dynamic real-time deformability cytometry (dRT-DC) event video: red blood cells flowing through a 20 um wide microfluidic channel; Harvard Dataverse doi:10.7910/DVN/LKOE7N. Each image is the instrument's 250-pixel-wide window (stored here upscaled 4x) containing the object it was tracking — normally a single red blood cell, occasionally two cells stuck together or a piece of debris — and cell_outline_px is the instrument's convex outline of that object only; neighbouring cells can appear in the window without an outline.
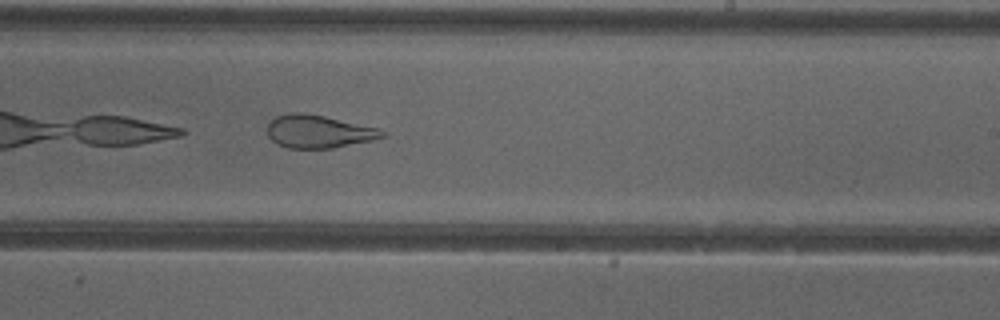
{"species": "common noctule bat (a hibernating species)", "species_latin": "Nyctalus noctula", "temperature_condition": "cold", "stored_images_in_passage": 34, "camera_frame_rate_fps": 3000, "um_per_image_px": 0.085, "animal": {"sex": "female"}, "frame": {"image": 1, "passage_image": 15, "time_ms": 4.667, "image_size_px": [1000, 320], "cell_outline_px": [[388, 136], [372, 140], [332, 148], [288, 148], [276, 144], [268, 136], [268, 124], [276, 116], [288, 112], [304, 112], [324, 116], [380, 128]], "centroid_in_image_um": [27.08, 11.17], "position_along_channel_um": 261.9, "area_um2": 22.14}}